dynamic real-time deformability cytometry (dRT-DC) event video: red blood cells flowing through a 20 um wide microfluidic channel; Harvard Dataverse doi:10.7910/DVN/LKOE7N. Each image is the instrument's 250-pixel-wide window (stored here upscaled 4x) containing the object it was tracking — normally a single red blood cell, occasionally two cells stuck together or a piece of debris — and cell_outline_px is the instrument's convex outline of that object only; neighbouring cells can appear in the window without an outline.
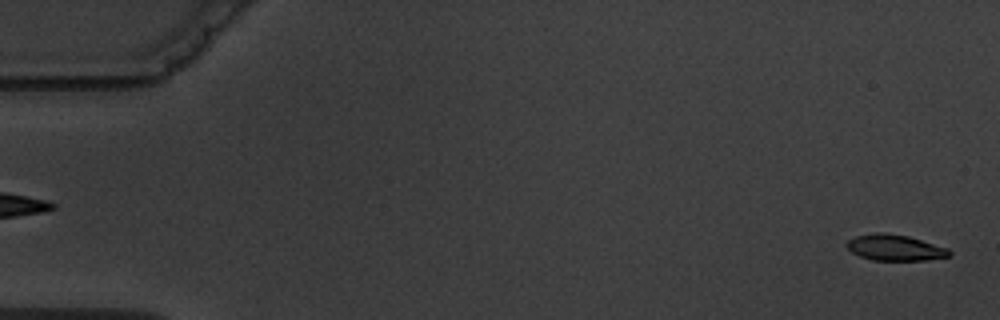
{"species": "common noctule bat (a hibernating species)", "species_latin": "Nyctalus noctula", "temperature_condition": "warm", "stored_images_in_passage": 6, "segment_of_instrument_passage": [2, 2], "camera_frame_rate_fps": 3000, "um_per_image_px": 0.085, "animal": {"sex": "male", "body_mass_g": 19.5, "forearm_length_mm": 54.6}, "frame": {"image": 1, "passage_image": 6, "time_ms": 6.0, "image_size_px": [1000, 320], "cell_outline_px": [[952, 252], [948, 256], [924, 260], [872, 260], [860, 256], [852, 252], [844, 244], [848, 240], [856, 236], [876, 232], [884, 232], [908, 236], [948, 248]], "centroid_in_image_um": [76.04, 21.04], "position_along_channel_um": 9.0, "area_um2": 15.43}}